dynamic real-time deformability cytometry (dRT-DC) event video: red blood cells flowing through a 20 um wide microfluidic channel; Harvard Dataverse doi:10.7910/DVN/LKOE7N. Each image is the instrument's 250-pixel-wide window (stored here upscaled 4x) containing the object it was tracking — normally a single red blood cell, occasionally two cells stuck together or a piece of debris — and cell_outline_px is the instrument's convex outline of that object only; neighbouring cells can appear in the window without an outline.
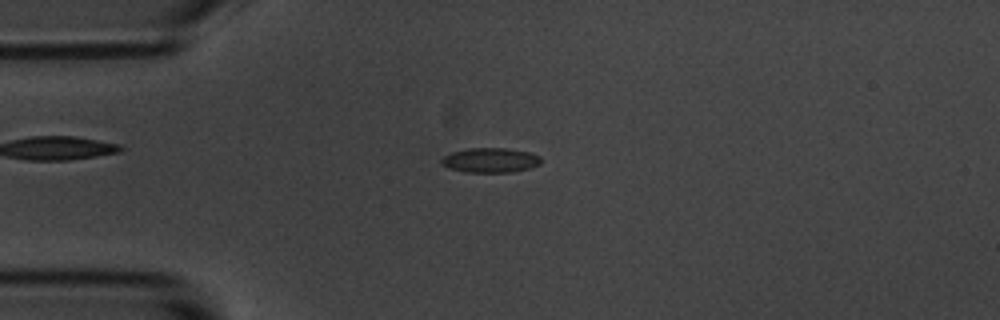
{"species": "common noctule bat (a hibernating species)", "species_latin": "Nyctalus noctula", "temperature_condition": "room temperature", "stored_images_in_passage": 3, "camera_frame_rate_fps": 3000, "um_per_image_px": 0.085, "animal": {"sex": "male", "body_mass_g": 20.1, "forearm_length_mm": 53.5}, "frame": {"image": 1, "passage_image": 1, "time_ms": 0.0, "image_size_px": [1000, 320], "cell_outline_px": [[540, 164], [528, 168], [512, 172], [464, 172], [448, 168], [440, 164], [440, 160], [444, 156], [452, 152], [468, 148], [504, 148], [532, 152], [540, 156]], "centroid_in_image_um": [41.65, 13.61], "position_along_channel_um": 43.3, "area_um2": 14.39}}